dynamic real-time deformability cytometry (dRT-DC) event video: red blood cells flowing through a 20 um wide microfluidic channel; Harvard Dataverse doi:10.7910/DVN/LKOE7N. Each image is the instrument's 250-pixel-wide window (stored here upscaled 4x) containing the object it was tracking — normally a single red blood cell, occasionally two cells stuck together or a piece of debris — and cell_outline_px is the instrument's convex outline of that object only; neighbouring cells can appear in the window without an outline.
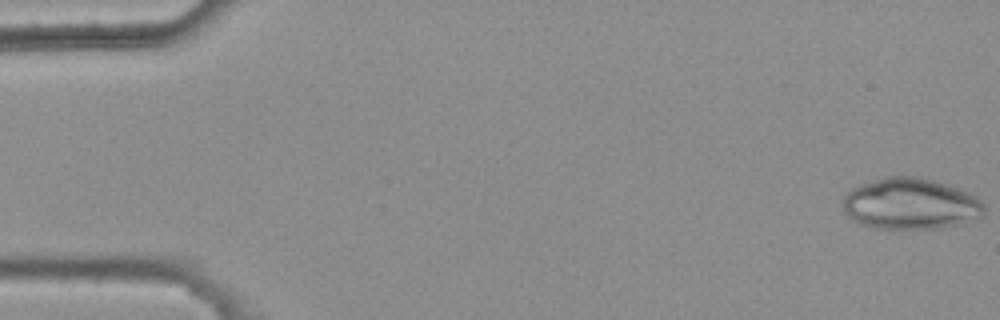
{"species": "common noctule bat (a hibernating species)", "species_latin": "Nyctalus noctula", "temperature_condition": "warm", "stored_images_in_passage": 2, "camera_frame_rate_fps": 3000, "um_per_image_px": 0.085, "animal": {"sex": "female", "body_mass_g": 25.1}, "frame": {"image": 1, "passage_image": 2, "time_ms": 0.333, "image_size_px": [1000, 320], "cell_outline_px": [[984, 216], [956, 224], [940, 228], [876, 228], [860, 224], [852, 220], [844, 212], [844, 192], [860, 184], [872, 180], [888, 176], [916, 176], [948, 184], [960, 188], [976, 196], [984, 204]], "centroid_in_image_um": [77.38, 17.31], "position_along_channel_um": 7.6, "area_um2": 42.31}}